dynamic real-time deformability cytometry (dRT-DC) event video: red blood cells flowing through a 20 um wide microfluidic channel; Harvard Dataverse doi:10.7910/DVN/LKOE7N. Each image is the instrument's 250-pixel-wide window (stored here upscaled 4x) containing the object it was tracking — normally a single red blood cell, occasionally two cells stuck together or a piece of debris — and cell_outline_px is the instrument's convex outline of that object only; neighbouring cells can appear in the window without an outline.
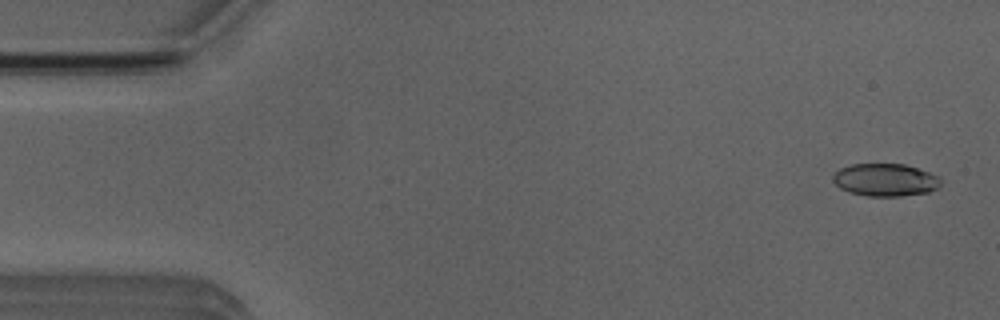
{"species": "Egyptian fruit bat (a non-hibernating species)", "species_latin": "Rousettus aegyptiacus", "temperature_condition": "room temperature", "stored_images_in_passage": 6, "camera_frame_rate_fps": 3000, "um_per_image_px": 0.085, "animal": {"sex": "male"}, "frame": {"image": 1, "passage_image": 1, "time_ms": 0.0, "image_size_px": [1000, 320], "cell_outline_px": [[940, 184], [936, 188], [928, 192], [900, 196], [868, 196], [852, 192], [840, 188], [832, 180], [832, 176], [840, 168], [852, 164], [904, 164], [940, 176]], "centroid_in_image_um": [75.24, 15.28], "position_along_channel_um": 9.8, "area_um2": 20.29}}